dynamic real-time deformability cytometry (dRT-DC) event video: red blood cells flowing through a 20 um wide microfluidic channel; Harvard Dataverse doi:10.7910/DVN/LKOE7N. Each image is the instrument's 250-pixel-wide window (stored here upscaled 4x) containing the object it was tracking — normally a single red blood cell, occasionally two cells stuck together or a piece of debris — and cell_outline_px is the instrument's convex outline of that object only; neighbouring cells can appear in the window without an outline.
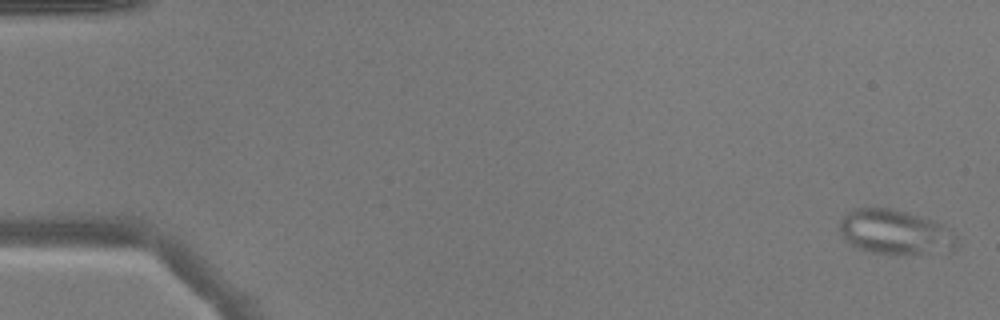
{"species": "common noctule bat (a hibernating species)", "species_latin": "Nyctalus noctula", "temperature_condition": "warm", "stored_images_in_passage": 6, "camera_frame_rate_fps": 3000, "um_per_image_px": 0.085, "animal": {"sex": "male", "body_mass_g": 17.9}, "frame": {"image": 1, "passage_image": 2, "time_ms": 0.333, "image_size_px": [1000, 320], "cell_outline_px": [[956, 244], [952, 252], [896, 256], [892, 256], [852, 248], [844, 240], [840, 232], [840, 220], [852, 208], [892, 208], [908, 212], [932, 220], [940, 224], [956, 236]], "centroid_in_image_um": [76.05, 19.78], "position_along_channel_um": 8.9, "area_um2": 31.27}}